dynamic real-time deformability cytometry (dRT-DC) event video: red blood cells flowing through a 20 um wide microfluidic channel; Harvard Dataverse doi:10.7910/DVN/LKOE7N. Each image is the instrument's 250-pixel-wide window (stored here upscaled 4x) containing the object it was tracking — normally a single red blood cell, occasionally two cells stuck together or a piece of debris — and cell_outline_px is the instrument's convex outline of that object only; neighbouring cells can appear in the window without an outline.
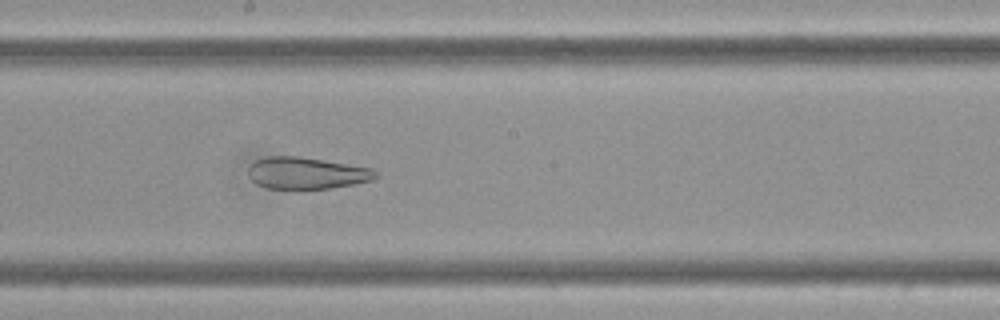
{"species": "Egyptian fruit bat (a non-hibernating species)", "species_latin": "Rousettus aegyptiacus", "temperature_condition": "cold", "stored_images_in_passage": 51, "camera_frame_rate_fps": 3000, "um_per_image_px": 0.085, "frame": {"image": 1, "passage_image": 25, "time_ms": 8.0, "image_size_px": [1000, 320], "cell_outline_px": [[380, 176], [372, 180], [352, 184], [328, 188], [300, 192], [264, 188], [256, 184], [248, 176], [248, 168], [256, 160], [268, 156], [300, 156], [372, 168]], "centroid_in_image_um": [26.01, 14.76], "position_along_channel_um": 222.2, "area_um2": 24.39}}
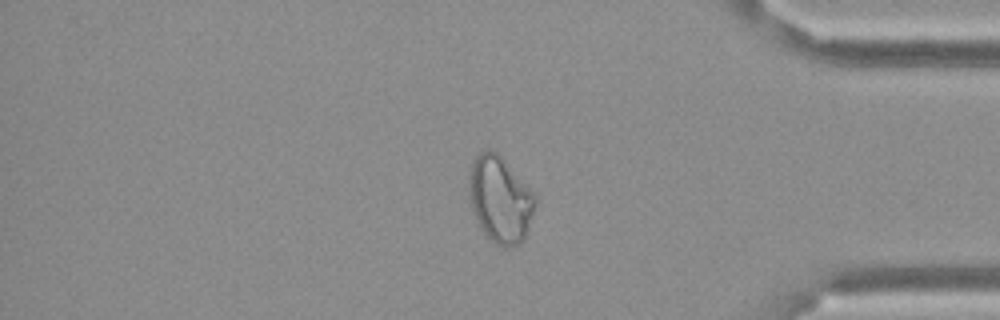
{"frame": {"image": 2, "passage_image": 42, "time_ms": 13.667, "image_size_px": [1000, 320], "cell_outline_px": [[536, 204], [528, 232], [520, 244], [512, 248], [504, 248], [496, 244], [484, 232], [476, 220], [472, 208], [468, 188], [468, 176], [472, 160], [480, 152], [488, 148], [492, 148], [536, 192]], "centroid_in_image_um": [42.53, 16.94], "position_along_channel_um": 392.7, "area_um2": 33.87}}
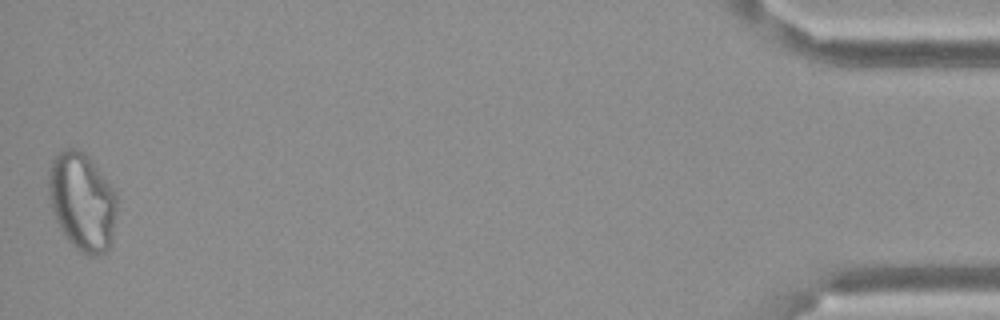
{"frame": {"image": 3, "passage_image": 51, "time_ms": 16.667, "image_size_px": [1000, 320], "cell_outline_px": [[116, 208], [112, 240], [108, 248], [104, 252], [96, 256], [92, 256], [80, 252], [68, 240], [60, 228], [56, 220], [52, 208], [48, 192], [48, 168], [52, 160], [64, 148], [80, 148], [88, 156], [116, 192]], "centroid_in_image_um": [6.97, 17.12], "position_along_channel_um": 428.2, "area_um2": 38.96}}